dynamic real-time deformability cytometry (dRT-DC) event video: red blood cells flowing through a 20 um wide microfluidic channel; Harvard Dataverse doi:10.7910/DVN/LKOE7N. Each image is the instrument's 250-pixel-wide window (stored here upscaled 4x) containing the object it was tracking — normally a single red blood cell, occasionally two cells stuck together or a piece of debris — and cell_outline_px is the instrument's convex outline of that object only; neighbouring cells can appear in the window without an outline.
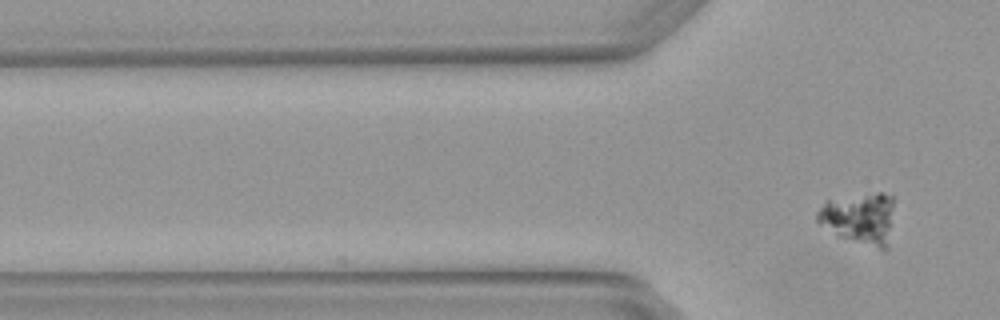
{"species": "Egyptian fruit bat (a non-hibernating species)", "species_latin": "Rousettus aegyptiacus", "temperature_condition": "warm", "stored_images_in_passage": 2, "camera_frame_rate_fps": 3000, "um_per_image_px": 0.085, "animal": {"sex": "female"}, "frame": {"image": 1, "passage_image": 2, "time_ms": 0.333, "image_size_px": [1000, 320], "cell_outline_px": [[892, 224], [888, 248], [880, 248], [836, 236], [820, 224], [816, 220], [816, 212], [828, 200], [876, 192], [892, 192]], "centroid_in_image_um": [73.07, 18.54], "position_along_channel_um": 52.7, "area_um2": 23.06}}